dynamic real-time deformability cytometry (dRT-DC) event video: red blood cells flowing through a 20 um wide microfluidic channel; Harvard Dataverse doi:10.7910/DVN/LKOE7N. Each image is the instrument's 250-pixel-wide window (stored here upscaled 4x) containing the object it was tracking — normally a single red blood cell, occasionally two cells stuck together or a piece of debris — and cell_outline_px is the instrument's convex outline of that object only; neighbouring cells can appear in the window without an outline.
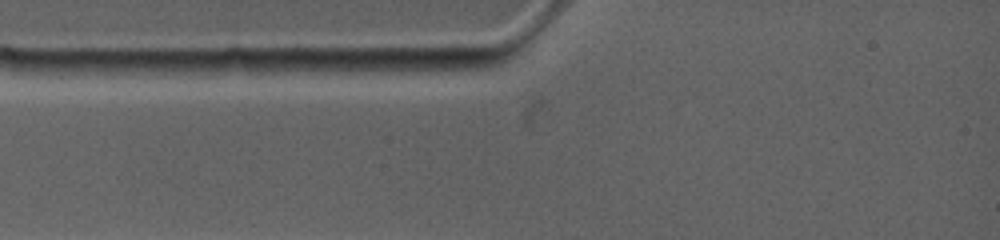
{"species": "common noctule bat (a hibernating species)", "species_latin": "Nyctalus noctula", "temperature_condition": "warm", "stored_images_in_passage": 1, "camera_frame_rate_fps": 4500, "um_per_image_px": 0.085, "animal": {"sex": "female", "body_mass_g": 19.0, "forearm_length_mm": 53.3}, "frame": {"image": 1, "passage_image": 1, "time_ms": 0.0, "image_size_px": [1000, 240], "cell_outline_px": [[280, 172], [272, 180], [192, 188], [160, 180], [172, 160], [252, 160], [276, 168]], "centroid_in_image_um": [18.45, 14.67], "position_along_channel_um": 66.5, "area_um2": 18.5}}